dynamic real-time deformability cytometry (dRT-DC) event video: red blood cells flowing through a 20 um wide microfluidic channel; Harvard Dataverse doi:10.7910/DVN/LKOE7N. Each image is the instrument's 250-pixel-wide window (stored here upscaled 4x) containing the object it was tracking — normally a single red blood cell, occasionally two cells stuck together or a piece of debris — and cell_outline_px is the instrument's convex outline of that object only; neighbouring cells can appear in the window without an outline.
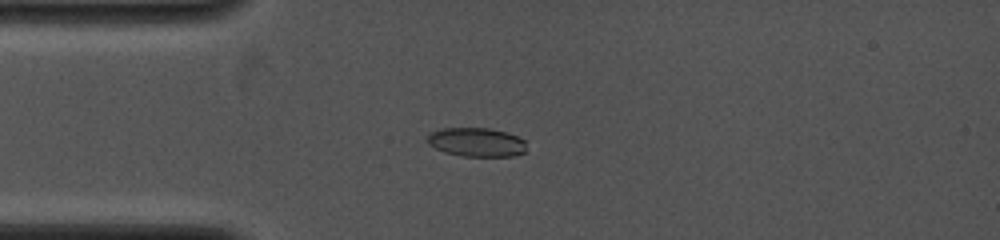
{"species": "common noctule bat (a hibernating species)", "species_latin": "Nyctalus noctula", "temperature_condition": "cold", "stored_images_in_passage": 28, "camera_frame_rate_fps": 4000, "um_per_image_px": 0.085, "animal": {"sex": "female", "body_mass_g": 19.0, "forearm_length_mm": 53.3}, "frame": {"image": 1, "passage_image": 4, "time_ms": 3.0, "image_size_px": [1000, 240], "cell_outline_px": [[528, 152], [512, 156], [464, 156], [444, 152], [428, 144], [428, 132], [440, 128], [488, 128], [504, 132], [516, 136], [524, 140]], "centroid_in_image_um": [40.5, 12.08], "position_along_channel_um": 44.5, "area_um2": 16.76}}
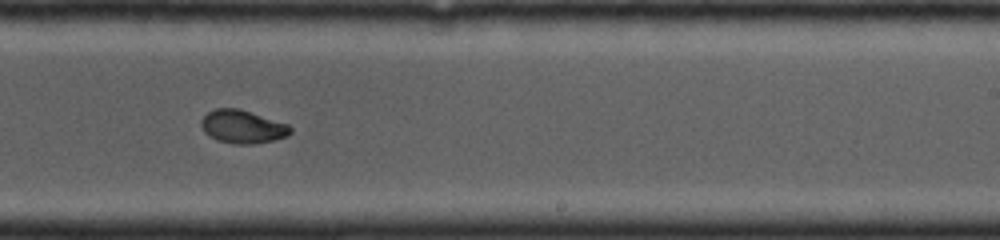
{"frame": {"image": 2, "passage_image": 14, "time_ms": 8.5, "image_size_px": [1000, 240], "cell_outline_px": [[292, 132], [288, 136], [272, 140], [252, 144], [232, 144], [216, 140], [208, 136], [204, 132], [200, 124], [200, 120], [208, 112], [216, 108], [236, 108], [288, 124], [292, 128]], "centroid_in_image_um": [20.58, 10.78], "position_along_channel_um": 268.4, "area_um2": 17.22}}
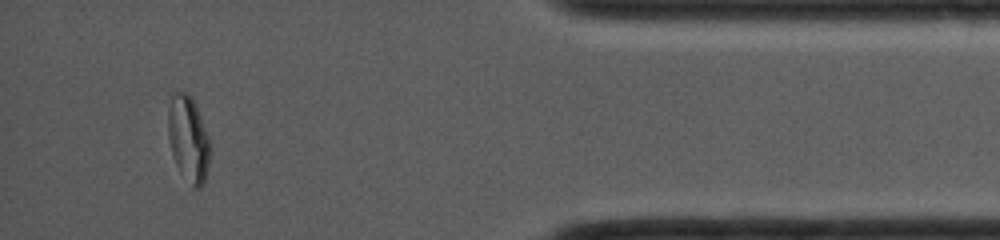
{"frame": {"image": 3, "passage_image": 25, "time_ms": 12.75, "image_size_px": [1000, 240], "cell_outline_px": [[208, 164], [204, 184], [200, 188], [192, 188], [180, 172], [172, 156], [168, 140], [168, 112], [172, 96], [176, 92], [188, 92], [192, 96], [208, 136]], "centroid_in_image_um": [15.98, 11.83], "position_along_channel_um": 419.2, "area_um2": 20.81}}